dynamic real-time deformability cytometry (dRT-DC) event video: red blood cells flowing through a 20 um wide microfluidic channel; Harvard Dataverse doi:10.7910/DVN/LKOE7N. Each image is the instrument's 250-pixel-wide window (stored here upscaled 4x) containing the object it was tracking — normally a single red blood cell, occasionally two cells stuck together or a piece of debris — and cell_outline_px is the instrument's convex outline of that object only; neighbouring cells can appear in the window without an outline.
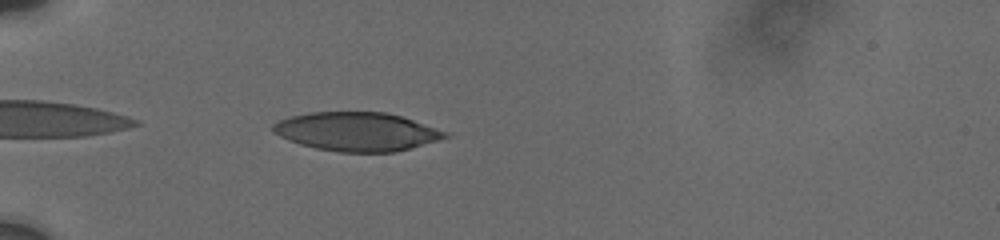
{"species": "human", "species_latin": "Homo sapiens", "temperature_condition": "cold", "stored_images_in_passage": 63, "camera_frame_rate_fps": 3000, "um_per_image_px": 0.085, "donor": {"sex": "male"}, "frame": {"image": 1, "passage_image": 3, "time_ms": 0.333, "image_size_px": [1000, 240], "cell_outline_px": [[452, 132], [448, 136], [440, 140], [396, 152], [340, 152], [316, 148], [300, 144], [288, 140], [272, 132], [272, 124], [280, 120], [292, 116], [308, 112], [384, 112], [400, 116]], "centroid_in_image_um": [30.36, 11.19], "position_along_channel_um": 54.6, "area_um2": 38.96}}
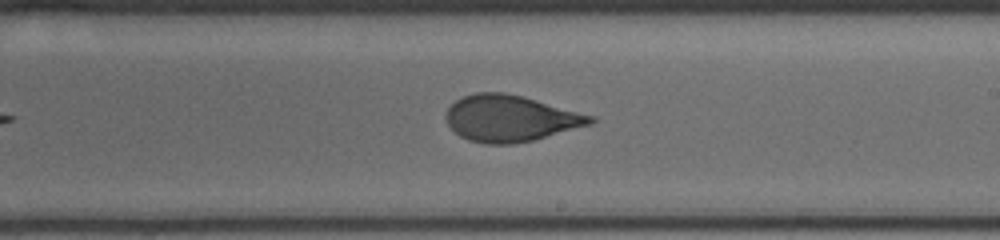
{"frame": {"image": 2, "passage_image": 28, "time_ms": 6.0, "image_size_px": [1000, 240], "cell_outline_px": [[596, 120], [592, 124], [532, 140], [512, 144], [488, 144], [468, 140], [460, 136], [448, 124], [444, 116], [448, 108], [456, 100], [464, 96], [476, 92], [504, 92], [524, 96], [596, 116]], "centroid_in_image_um": [43.4, 10.05], "position_along_channel_um": 245.6, "area_um2": 39.07}}
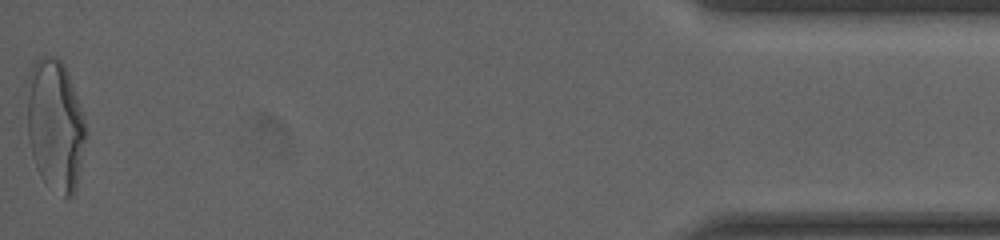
{"frame": {"image": 3, "passage_image": 62, "time_ms": 13.0, "image_size_px": [1000, 240], "cell_outline_px": [[84, 140], [80, 168], [76, 188], [72, 196], [64, 196], [44, 180], [40, 176], [36, 168], [32, 156], [28, 136], [28, 72], [32, 64], [40, 56], [56, 56], [64, 64], [68, 72], [84, 116]], "centroid_in_image_um": [4.67, 10.58], "position_along_channel_um": 430.5, "area_um2": 44.45}, "authors_computed_cell_mechanics": {"area_um2": 39.4774, "velocity_mm_per_s": 3.7511, "shape_relaxation_time_tau1_ms": 5.2927, "shape_relaxation_time_tau2_ms": 0.7923, "deformation_change_tau1": 0.1753, "deformation_change_tau2": 0.0611}}